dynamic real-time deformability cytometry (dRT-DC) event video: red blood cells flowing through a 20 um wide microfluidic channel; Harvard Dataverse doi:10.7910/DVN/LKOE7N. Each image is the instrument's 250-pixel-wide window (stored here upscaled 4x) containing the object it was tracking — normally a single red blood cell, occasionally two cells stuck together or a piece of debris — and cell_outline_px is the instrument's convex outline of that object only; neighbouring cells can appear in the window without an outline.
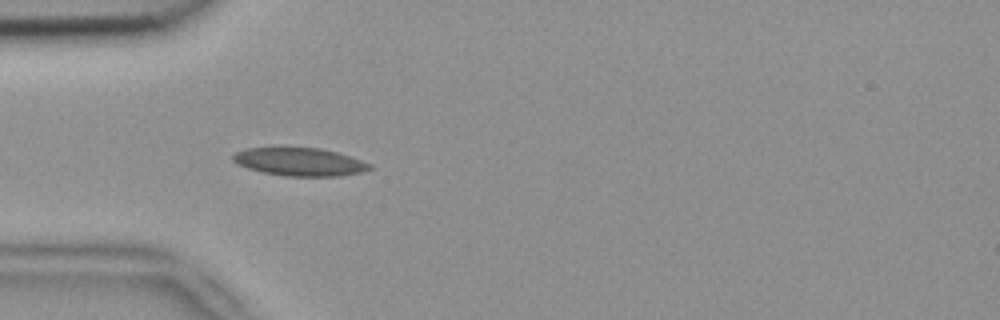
{"species": "common noctule bat (a hibernating species)", "species_latin": "Nyctalus noctula", "temperature_condition": "room temperature", "stored_images_in_passage": 38, "camera_frame_rate_fps": 3000, "um_per_image_px": 0.085, "animal": {"sex": "female", "body_mass_g": 18.4}, "frame": {"image": 1, "passage_image": 1, "time_ms": 0.0, "image_size_px": [1000, 320], "cell_outline_px": [[372, 168], [360, 172], [336, 176], [284, 176], [264, 172], [248, 168], [236, 164], [232, 160], [232, 156], [236, 152], [248, 148], [272, 144], [284, 144], [320, 148], [336, 152], [372, 164]], "centroid_in_image_um": [25.37, 13.69], "position_along_channel_um": 59.6, "area_um2": 23.24}}
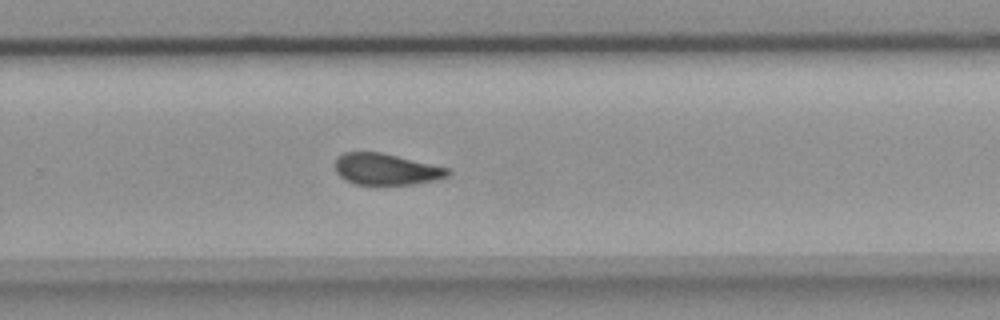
{"frame": {"image": 2, "passage_image": 20, "time_ms": 6.333, "image_size_px": [1000, 320], "cell_outline_px": [[452, 172], [448, 176], [432, 180], [412, 184], [376, 188], [356, 184], [340, 176], [336, 172], [336, 156], [344, 152], [380, 152], [448, 168]], "centroid_in_image_um": [32.78, 14.42], "position_along_channel_um": 297.0, "area_um2": 21.04}}
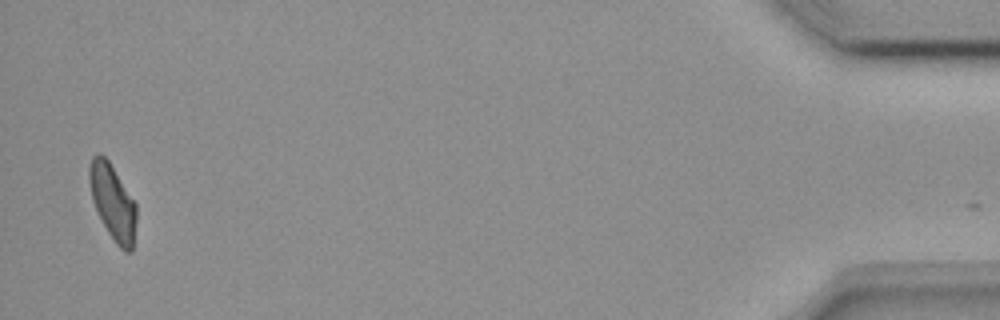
{"frame": {"image": 3, "passage_image": 37, "time_ms": 12.0, "image_size_px": [1000, 320], "cell_outline_px": [[136, 220], [132, 252], [124, 252], [116, 244], [108, 232], [92, 200], [88, 180], [88, 168], [92, 156], [100, 152], [108, 160], [136, 204]], "centroid_in_image_um": [9.57, 17.17], "position_along_channel_um": 425.6, "area_um2": 20.52}, "authors_computed_cell_mechanics": {"area_um2": 21.1837, "velocity_mm_per_s": 3.8012, "shape_relaxation_time_tau1_ms": 8.2438, "shape_relaxation_time_tau2_ms": 11.2093, "deformation_change_tau1": 0.1667, "deformation_change_tau2": 0.1395}}